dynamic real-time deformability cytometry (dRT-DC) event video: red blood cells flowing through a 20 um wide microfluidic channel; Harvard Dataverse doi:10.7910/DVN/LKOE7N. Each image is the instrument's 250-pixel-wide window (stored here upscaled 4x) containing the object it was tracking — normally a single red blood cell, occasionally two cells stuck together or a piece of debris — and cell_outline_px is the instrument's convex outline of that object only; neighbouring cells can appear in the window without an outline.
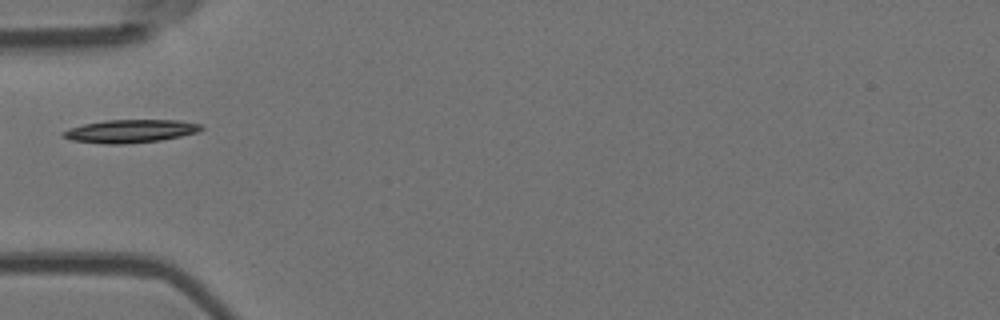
{"species": "Egyptian fruit bat (a non-hibernating species)", "species_latin": "Rousettus aegyptiacus", "temperature_condition": "room temperature", "stored_images_in_passage": 6, "camera_frame_rate_fps": 3000, "um_per_image_px": 0.085, "animal": {"sex": "female"}, "frame": {"image": 1, "passage_image": 5, "time_ms": 1.333, "image_size_px": [1000, 320], "cell_outline_px": [[204, 128], [196, 132], [180, 136], [160, 140], [124, 144], [108, 144], [72, 140], [60, 136], [60, 132], [84, 124], [104, 120], [176, 120], [200, 124]], "centroid_in_image_um": [11.04, 11.14], "position_along_channel_um": 74.0, "area_um2": 18.38}}
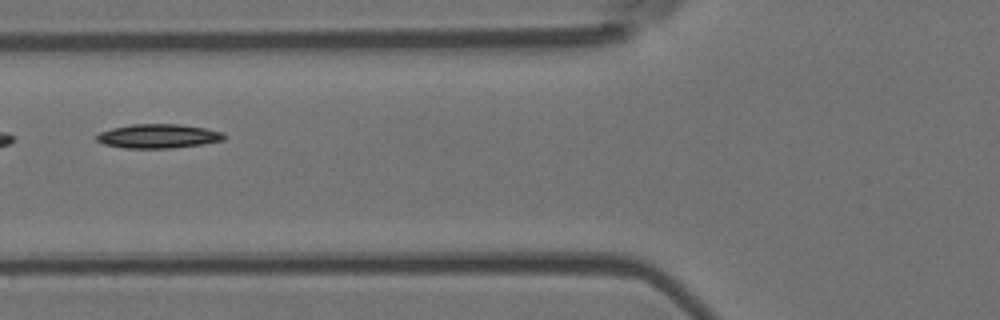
{"frame": {"image": 2, "passage_image": 6, "time_ms": 1.667, "image_size_px": [1000, 320], "cell_outline_px": [[224, 140], [204, 144], [172, 148], [124, 148], [104, 144], [96, 140], [96, 136], [100, 132], [112, 128], [132, 124], [180, 124], [204, 128], [224, 132]], "centroid_in_image_um": [13.46, 11.57], "position_along_channel_um": 112.3, "area_um2": 17.92}}